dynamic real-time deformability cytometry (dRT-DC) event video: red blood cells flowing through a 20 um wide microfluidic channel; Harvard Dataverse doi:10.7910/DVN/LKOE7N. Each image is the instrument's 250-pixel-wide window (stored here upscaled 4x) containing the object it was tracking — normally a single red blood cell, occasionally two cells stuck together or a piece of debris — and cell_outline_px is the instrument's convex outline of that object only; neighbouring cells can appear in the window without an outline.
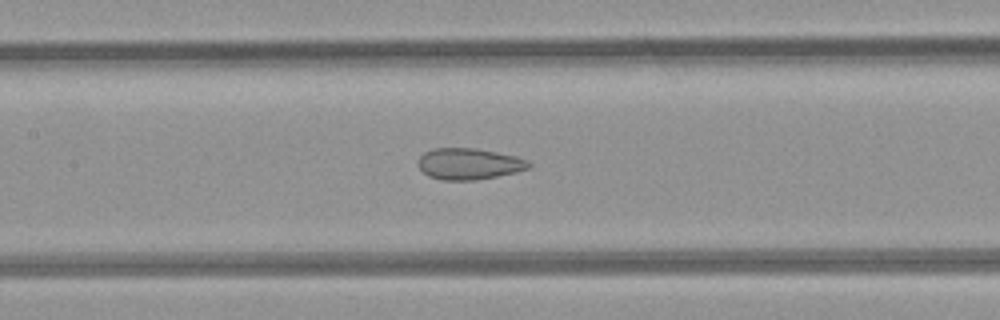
{"species": "common noctule bat (a hibernating species)", "species_latin": "Nyctalus noctula", "temperature_condition": "room temperature", "stored_images_in_passage": 7, "camera_frame_rate_fps": 3000, "um_per_image_px": 0.085, "animal": {"sex": "female", "body_mass_g": 21.9}, "frame": {"image": 1, "passage_image": 7, "time_ms": 7.667, "image_size_px": [1000, 320], "cell_outline_px": [[532, 164], [528, 168], [516, 172], [476, 180], [440, 180], [428, 176], [420, 168], [420, 156], [424, 152], [436, 148], [472, 148], [496, 152], [516, 156], [528, 160]], "centroid_in_image_um": [39.88, 13.93], "position_along_channel_um": 167.5, "area_um2": 20.0}}